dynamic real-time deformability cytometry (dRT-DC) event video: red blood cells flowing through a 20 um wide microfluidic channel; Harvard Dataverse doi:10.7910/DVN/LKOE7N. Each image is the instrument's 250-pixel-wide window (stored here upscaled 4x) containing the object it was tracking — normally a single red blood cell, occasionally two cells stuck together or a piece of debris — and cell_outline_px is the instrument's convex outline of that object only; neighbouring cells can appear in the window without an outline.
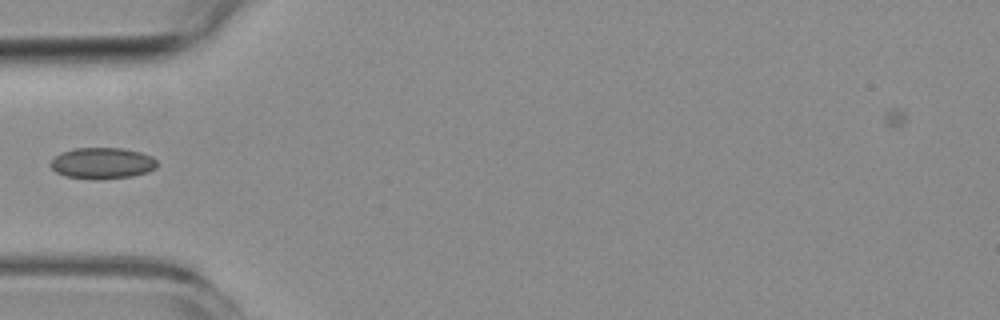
{"species": "common noctule bat (a hibernating species)", "species_latin": "Nyctalus noctula", "temperature_condition": "room temperature", "stored_images_in_passage": 5, "camera_frame_rate_fps": 3000, "um_per_image_px": 0.085, "animal": {"sex": "female", "body_mass_g": 19.3, "forearm_length_mm": 54.1}, "frame": {"image": 1, "passage_image": 4, "time_ms": 3.667, "image_size_px": [1000, 320], "cell_outline_px": [[156, 168], [148, 172], [132, 176], [100, 180], [92, 180], [64, 176], [56, 172], [48, 164], [60, 152], [76, 148], [124, 148], [140, 152], [152, 156], [156, 160]], "centroid_in_image_um": [8.68, 13.88], "position_along_channel_um": 76.3, "area_um2": 19.65}}
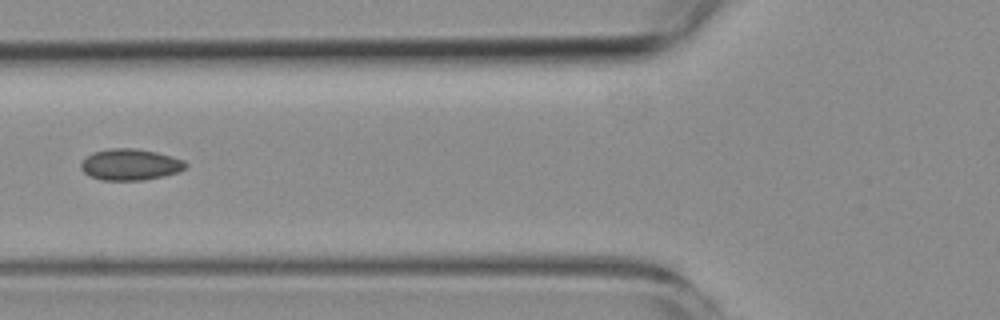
{"frame": {"image": 2, "passage_image": 5, "time_ms": 4.667, "image_size_px": [1000, 320], "cell_outline_px": [[188, 164], [180, 172], [164, 176], [144, 180], [104, 180], [88, 176], [80, 168], [80, 164], [92, 152], [108, 148], [136, 148], [156, 152], [172, 156], [184, 160]], "centroid_in_image_um": [11.08, 13.98], "position_along_channel_um": 114.7, "area_um2": 19.25}}